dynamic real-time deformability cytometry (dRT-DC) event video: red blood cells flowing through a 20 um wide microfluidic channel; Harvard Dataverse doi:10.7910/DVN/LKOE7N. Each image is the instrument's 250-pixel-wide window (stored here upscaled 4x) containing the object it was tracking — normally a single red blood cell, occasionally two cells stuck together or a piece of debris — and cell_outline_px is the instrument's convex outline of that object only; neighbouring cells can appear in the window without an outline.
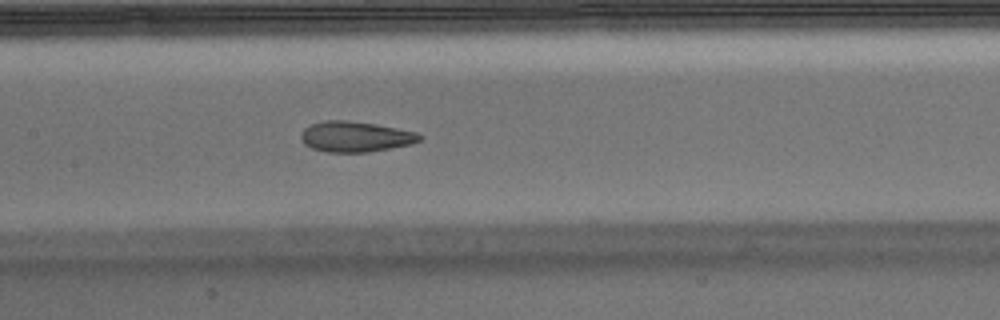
{"species": "Egyptian fruit bat (a non-hibernating species)", "species_latin": "Rousettus aegyptiacus", "temperature_condition": "warm", "stored_images_in_passage": 52, "camera_frame_rate_fps": 3000, "um_per_image_px": 0.085, "animal": {"sex": "male"}, "frame": {"image": 1, "passage_image": 23, "time_ms": 7.333, "image_size_px": [1000, 320], "cell_outline_px": [[424, 136], [420, 140], [412, 144], [368, 152], [324, 152], [312, 148], [304, 144], [300, 136], [300, 132], [304, 128], [312, 124], [324, 120], [344, 120], [376, 124], [416, 132]], "centroid_in_image_um": [30.19, 11.62], "position_along_channel_um": 177.2, "area_um2": 21.15}, "authors_computed_cell_mechanics": {"area_um2": 21.9062, "velocity_mm_per_s": 3.8151, "shape_relaxation_time_tau1_ms": null, "shape_relaxation_time_tau2_ms": 1.8356, "deformation_change_tau1": null, "deformation_change_tau2": 0.0805}}